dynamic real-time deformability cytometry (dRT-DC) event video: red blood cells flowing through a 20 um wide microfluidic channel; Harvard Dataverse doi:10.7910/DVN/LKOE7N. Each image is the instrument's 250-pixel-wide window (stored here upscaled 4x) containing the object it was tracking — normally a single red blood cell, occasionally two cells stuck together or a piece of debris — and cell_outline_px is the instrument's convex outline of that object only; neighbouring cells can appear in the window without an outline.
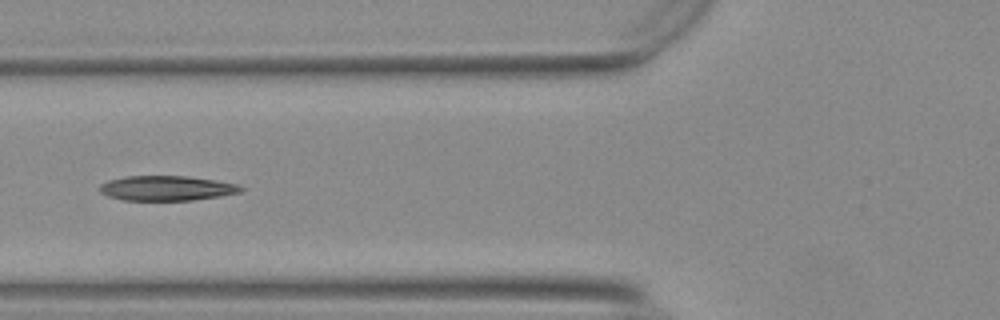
{"species": "Egyptian fruit bat (a non-hibernating species)", "species_latin": "Rousettus aegyptiacus", "temperature_condition": "warm", "stored_images_in_passage": 14, "camera_frame_rate_fps": 3000, "um_per_image_px": 0.085, "animal": {"sex": "female"}, "frame": {"image": 1, "passage_image": 5, "time_ms": 1.333, "image_size_px": [1000, 320], "cell_outline_px": [[244, 188], [240, 192], [220, 196], [192, 200], [124, 200], [108, 196], [100, 192], [100, 184], [108, 180], [128, 176], [188, 176], [216, 180], [240, 184]], "centroid_in_image_um": [14.19, 15.99], "position_along_channel_um": 111.6, "area_um2": 20.46}}
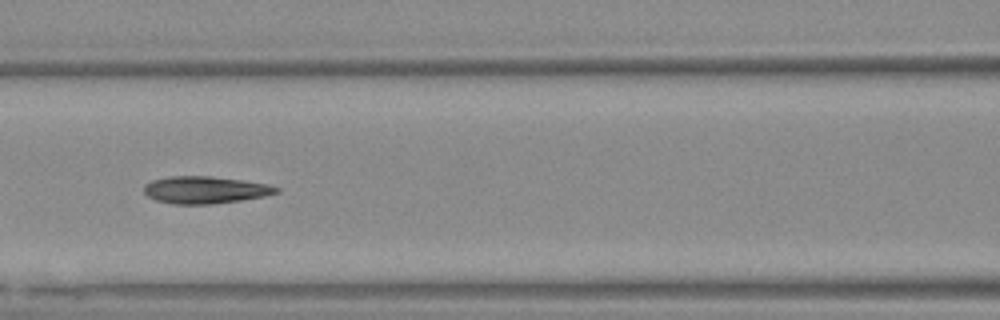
{"frame": {"image": 2, "passage_image": 8, "time_ms": 2.333, "image_size_px": [1000, 320], "cell_outline_px": [[280, 192], [264, 196], [240, 200], [212, 204], [172, 204], [156, 200], [148, 196], [144, 192], [144, 184], [152, 180], [168, 176], [212, 176], [268, 184], [280, 188]], "centroid_in_image_um": [17.42, 16.14], "position_along_channel_um": 149.2, "area_um2": 20.98}}